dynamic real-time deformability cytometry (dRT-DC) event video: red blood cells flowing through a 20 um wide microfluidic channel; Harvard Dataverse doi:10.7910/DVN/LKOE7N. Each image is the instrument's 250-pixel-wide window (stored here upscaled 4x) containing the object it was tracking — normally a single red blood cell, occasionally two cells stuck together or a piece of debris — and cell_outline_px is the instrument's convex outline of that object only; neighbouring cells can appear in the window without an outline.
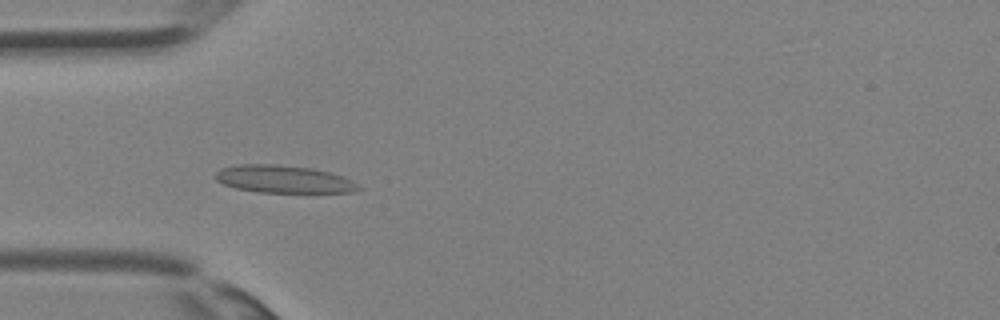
{"species": "Egyptian fruit bat (a non-hibernating species)", "species_latin": "Rousettus aegyptiacus", "temperature_condition": "room temperature", "stored_images_in_passage": 34, "camera_frame_rate_fps": 3000, "um_per_image_px": 0.085, "animal": {"sex": "female"}, "frame": {"image": 1, "passage_image": 8, "time_ms": 2.333, "image_size_px": [1000, 320], "cell_outline_px": [[364, 188], [356, 192], [256, 192], [236, 188], [224, 184], [216, 180], [216, 172], [220, 168], [236, 164], [276, 164], [312, 168], [328, 172], [340, 176]], "centroid_in_image_um": [24.06, 15.22], "position_along_channel_um": 60.9, "area_um2": 22.83}}
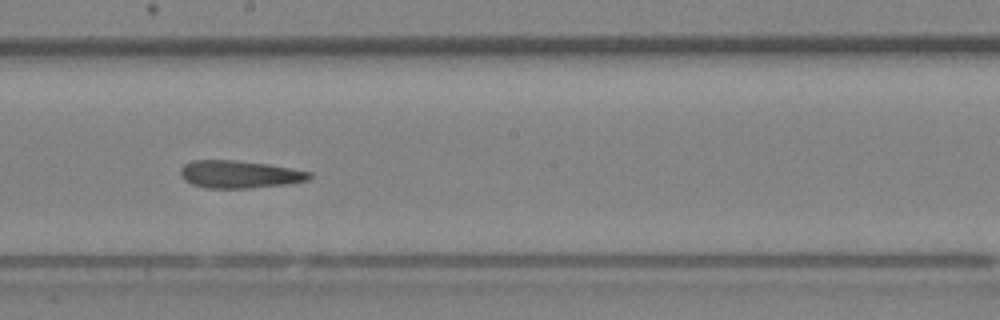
{"frame": {"image": 2, "passage_image": 17, "time_ms": 5.333, "image_size_px": [1000, 320], "cell_outline_px": [[312, 176], [308, 180], [288, 184], [248, 188], [208, 188], [192, 184], [184, 180], [180, 176], [180, 168], [184, 164], [192, 160], [236, 160], [268, 164], [312, 172]], "centroid_in_image_um": [20.34, 14.81], "position_along_channel_um": 227.9, "area_um2": 20.81}}
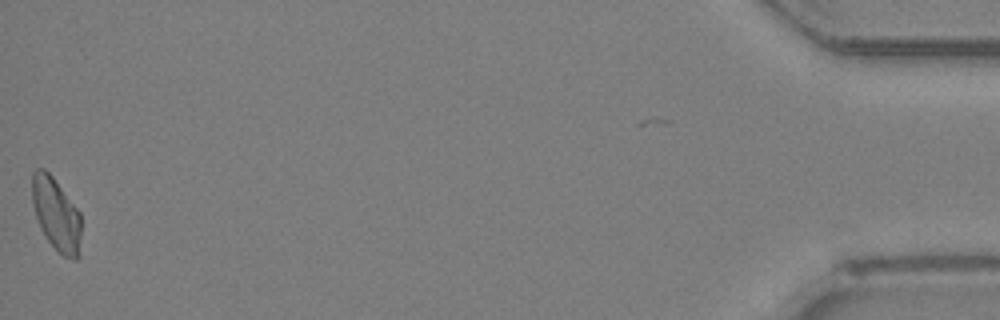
{"frame": {"image": 3, "passage_image": 33, "time_ms": 10.667, "image_size_px": [1000, 320], "cell_outline_px": [[80, 256], [76, 260], [64, 256], [48, 240], [40, 228], [32, 204], [32, 172], [36, 168], [44, 168], [52, 176], [80, 212]], "centroid_in_image_um": [4.77, 18.2], "position_along_channel_um": 430.4, "area_um2": 20.69}}